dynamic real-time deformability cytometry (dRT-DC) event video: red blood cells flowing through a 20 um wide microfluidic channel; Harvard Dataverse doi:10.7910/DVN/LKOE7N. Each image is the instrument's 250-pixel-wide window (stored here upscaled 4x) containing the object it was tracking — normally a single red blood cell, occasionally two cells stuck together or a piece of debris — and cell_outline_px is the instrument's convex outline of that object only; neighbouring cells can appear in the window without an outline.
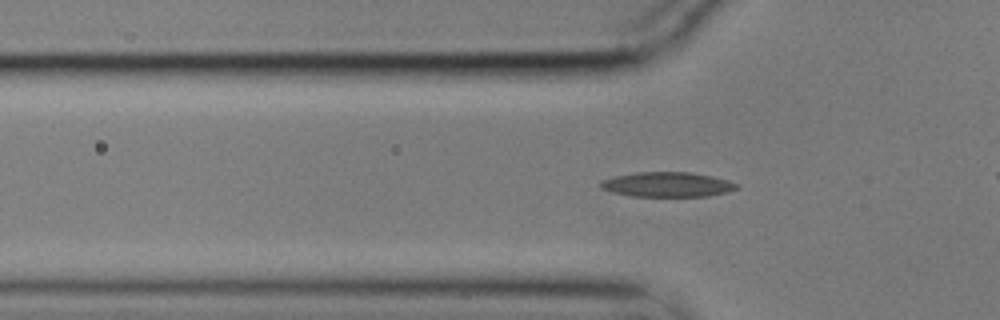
{"species": "common noctule bat (a hibernating species)", "species_latin": "Nyctalus noctula", "temperature_condition": "cold", "stored_images_in_passage": 38, "camera_frame_rate_fps": 3000, "um_per_image_px": 0.085, "animal": {"sex": "male", "body_mass_g": 17.9}, "frame": {"image": 1, "passage_image": 9, "time_ms": 2.667, "image_size_px": [1000, 320], "cell_outline_px": [[740, 188], [728, 192], [708, 196], [632, 196], [612, 192], [600, 188], [600, 180], [616, 176], [636, 172], [688, 172], [712, 176], [728, 180], [740, 184]], "centroid_in_image_um": [56.75, 15.68], "position_along_channel_um": 69.0, "area_um2": 19.77}}
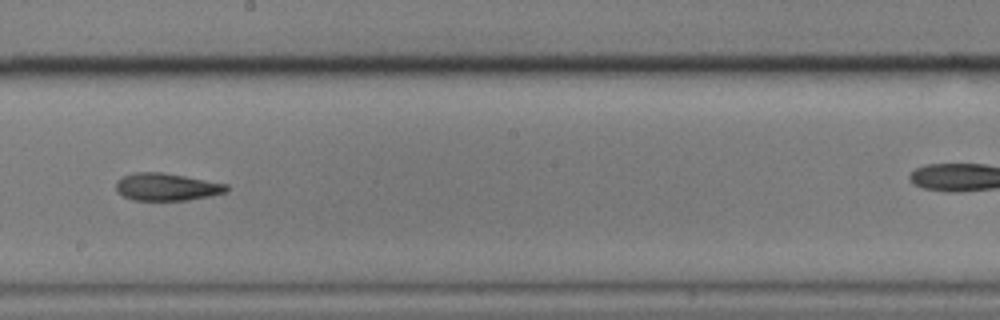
{"frame": {"image": 2, "passage_image": 23, "time_ms": 7.333, "image_size_px": [1000, 320], "cell_outline_px": [[228, 192], [212, 196], [188, 200], [136, 200], [124, 196], [116, 192], [116, 180], [124, 176], [136, 172], [164, 172], [228, 184]], "centroid_in_image_um": [14.19, 15.89], "position_along_channel_um": 234.0, "area_um2": 17.8}}
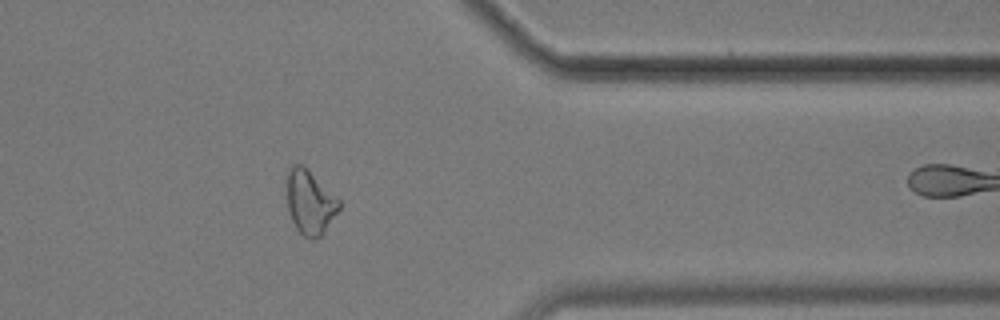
{"frame": {"image": 3, "passage_image": 37, "time_ms": 12.0, "image_size_px": [1000, 320], "cell_outline_px": [[340, 208], [324, 232], [316, 240], [312, 240], [304, 236], [296, 228], [292, 220], [288, 208], [288, 168], [292, 164], [304, 164], [340, 200]], "centroid_in_image_um": [26.36, 17.18], "position_along_channel_um": 385.0, "area_um2": 19.48}}